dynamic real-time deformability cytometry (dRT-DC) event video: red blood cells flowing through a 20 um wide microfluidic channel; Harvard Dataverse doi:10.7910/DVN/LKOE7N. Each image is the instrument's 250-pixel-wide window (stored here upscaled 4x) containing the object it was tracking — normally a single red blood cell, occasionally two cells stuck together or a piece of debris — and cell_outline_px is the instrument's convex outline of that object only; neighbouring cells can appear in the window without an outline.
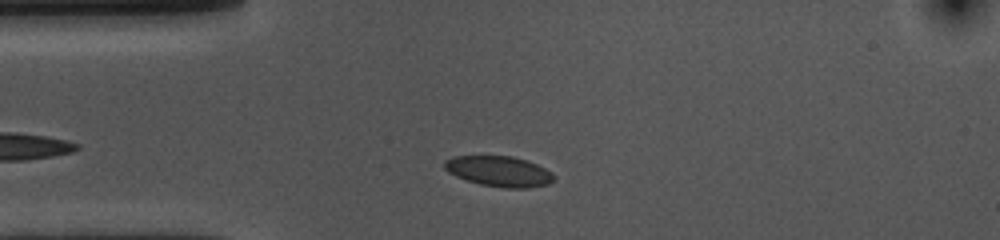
{"species": "common noctule bat (a hibernating species)", "species_latin": "Nyctalus noctula", "temperature_condition": "cold", "stored_images_in_passage": 37, "camera_frame_rate_fps": 3000, "um_per_image_px": 0.085, "animal": {"sex": "female", "body_mass_g": 10.0, "forearm_length_mm": 53.1}, "frame": {"image": 1, "passage_image": 6, "time_ms": 1.667, "image_size_px": [1000, 240], "cell_outline_px": [[552, 180], [548, 184], [528, 188], [504, 188], [480, 184], [456, 176], [448, 172], [444, 168], [444, 160], [452, 156], [512, 156], [528, 160], [552, 172]], "centroid_in_image_um": [42.39, 14.55], "position_along_channel_um": 42.6, "area_um2": 19.36}}
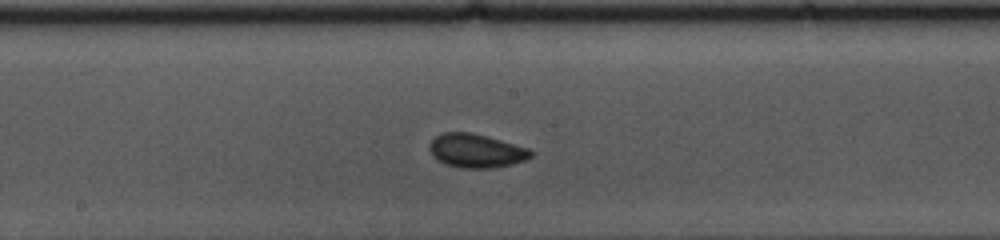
{"frame": {"image": 2, "passage_image": 21, "time_ms": 6.667, "image_size_px": [1000, 240], "cell_outline_px": [[532, 156], [524, 160], [512, 164], [492, 168], [460, 168], [444, 164], [432, 156], [428, 148], [428, 144], [440, 132], [472, 132], [528, 148], [532, 152]], "centroid_in_image_um": [40.41, 12.81], "position_along_channel_um": 207.8, "area_um2": 20.0}}
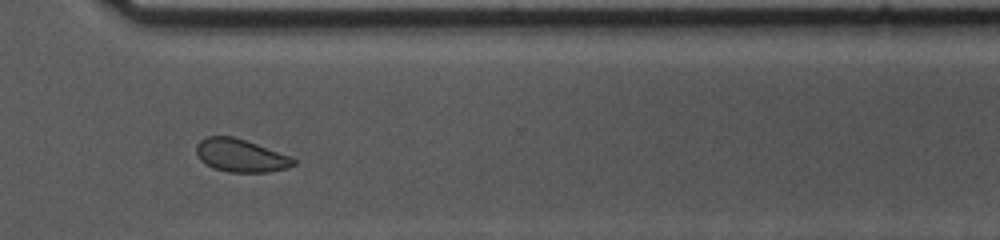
{"frame": {"image": 3, "passage_image": 33, "time_ms": 10.667, "image_size_px": [1000, 240], "cell_outline_px": [[296, 164], [284, 168], [268, 172], [228, 172], [216, 168], [200, 160], [196, 152], [196, 144], [204, 136], [232, 136], [292, 156], [296, 160]], "centroid_in_image_um": [20.45, 13.21], "position_along_channel_um": 350.1, "area_um2": 18.5}, "authors_computed_cell_mechanics": {"area_um2": 19.074, "velocity_mm_per_s": 3.5636, "shape_relaxation_time_tau1_ms": 2.5058, "shape_relaxation_time_tau2_ms": 1.8793, "deformation_change_tau1": 0.0595, "deformation_change_tau2": 0.0346}}